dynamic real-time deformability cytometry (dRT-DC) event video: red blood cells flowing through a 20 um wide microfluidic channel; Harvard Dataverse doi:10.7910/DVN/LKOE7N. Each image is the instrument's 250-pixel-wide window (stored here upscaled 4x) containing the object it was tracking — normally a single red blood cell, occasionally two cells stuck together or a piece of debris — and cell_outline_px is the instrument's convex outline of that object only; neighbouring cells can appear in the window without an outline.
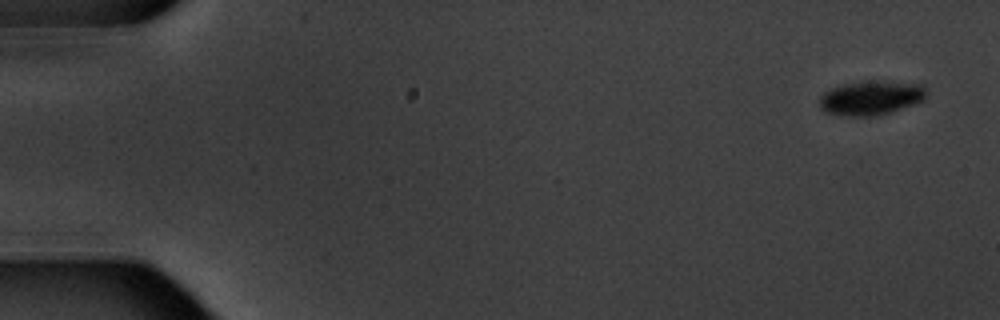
{"species": "common noctule bat (a hibernating species)", "species_latin": "Nyctalus noctula", "temperature_condition": "warm", "stored_images_in_passage": 4, "camera_frame_rate_fps": 3000, "um_per_image_px": 0.085, "animal": {"sex": "male", "body_mass_g": 20.1, "forearm_length_mm": 53.5}, "frame": {"image": 1, "passage_image": 1, "time_ms": 0.0, "image_size_px": [1000, 320], "cell_outline_px": [[928, 92], [924, 100], [892, 112], [876, 116], [852, 116], [824, 112], [820, 108], [820, 96], [824, 92], [840, 84], [864, 80], [880, 80], [924, 84]], "centroid_in_image_um": [74.06, 8.29], "position_along_channel_um": 10.9, "area_um2": 21.85}}